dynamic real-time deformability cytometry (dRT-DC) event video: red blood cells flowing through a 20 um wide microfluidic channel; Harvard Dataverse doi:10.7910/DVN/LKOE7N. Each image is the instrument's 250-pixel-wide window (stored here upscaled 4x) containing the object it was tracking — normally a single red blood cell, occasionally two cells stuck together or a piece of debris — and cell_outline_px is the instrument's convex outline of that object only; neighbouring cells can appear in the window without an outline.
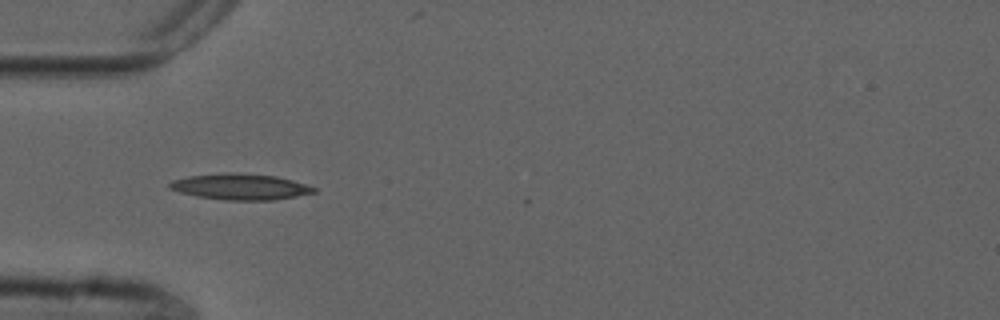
{"species": "common noctule bat (a hibernating species)", "species_latin": "Nyctalus noctula", "temperature_condition": "cold", "stored_images_in_passage": 38, "camera_frame_rate_fps": 3000, "um_per_image_px": 0.085, "animal": {"sex": "male", "forearm_length_mm": 52.5}, "frame": {"image": 1, "passage_image": 1, "time_ms": 0.0, "image_size_px": [1000, 320], "cell_outline_px": [[316, 192], [296, 196], [272, 200], [224, 200], [196, 196], [180, 192], [168, 188], [168, 184], [172, 180], [188, 176], [224, 172], [276, 176], [292, 180], [316, 188]], "centroid_in_image_um": [20.38, 15.87], "position_along_channel_um": 64.6, "area_um2": 21.73}}
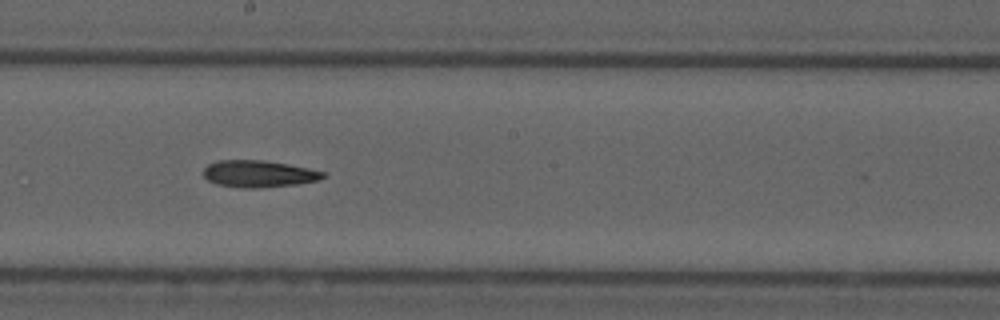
{"frame": {"image": 2, "passage_image": 14, "time_ms": 4.333, "image_size_px": [1000, 320], "cell_outline_px": [[324, 176], [320, 180], [296, 184], [260, 188], [240, 188], [216, 184], [208, 180], [204, 176], [204, 168], [208, 164], [216, 160], [264, 160], [288, 164], [308, 168], [324, 172]], "centroid_in_image_um": [21.96, 14.77], "position_along_channel_um": 226.2, "area_um2": 18.79}}
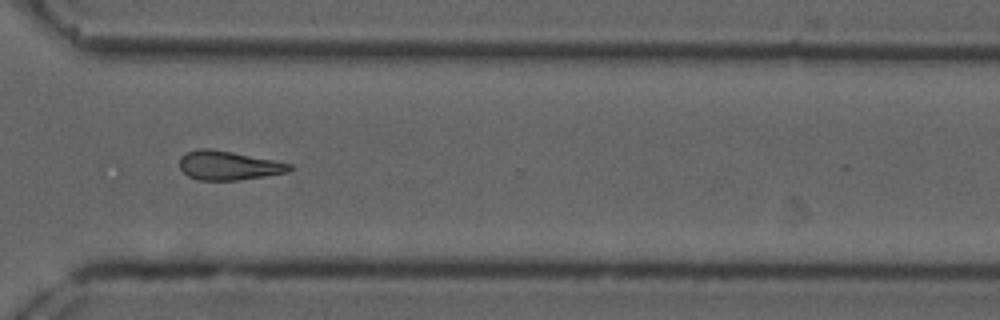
{"frame": {"image": 3, "passage_image": 24, "time_ms": 7.667, "image_size_px": [1000, 320], "cell_outline_px": [[292, 168], [288, 172], [240, 180], [200, 180], [188, 176], [180, 168], [180, 156], [188, 152], [200, 148], [208, 148], [232, 152], [292, 164]], "centroid_in_image_um": [19.4, 14.07], "position_along_channel_um": 351.2, "area_um2": 18.38}}